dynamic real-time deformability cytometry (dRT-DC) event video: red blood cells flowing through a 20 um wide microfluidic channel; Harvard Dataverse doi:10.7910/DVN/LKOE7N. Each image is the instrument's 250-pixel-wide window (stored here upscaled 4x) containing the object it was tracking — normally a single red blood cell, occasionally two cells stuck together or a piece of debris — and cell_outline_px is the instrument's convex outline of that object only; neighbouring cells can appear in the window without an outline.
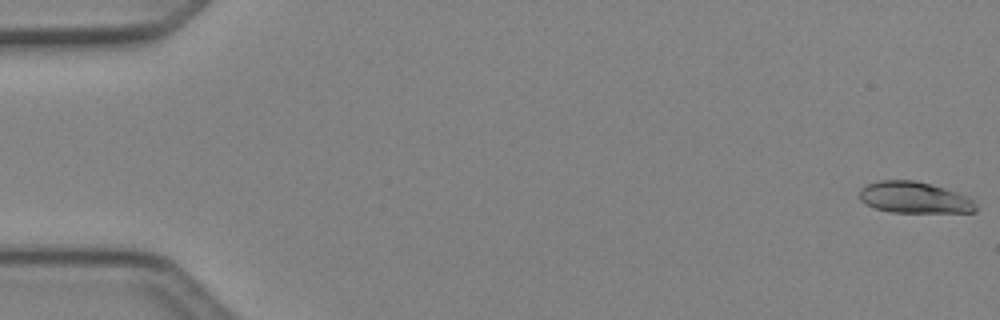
{"species": "Egyptian fruit bat (a non-hibernating species)", "species_latin": "Rousettus aegyptiacus", "temperature_condition": "cold", "stored_images_in_passage": 4, "camera_frame_rate_fps": 3000, "um_per_image_px": 0.085, "animal": {"sex": "female"}, "frame": {"image": 1, "passage_image": 1, "time_ms": 0.0, "image_size_px": [1000, 320], "cell_outline_px": [[976, 212], [892, 212], [876, 208], [860, 200], [860, 188], [868, 184], [880, 180], [912, 180], [944, 188], [956, 192], [972, 200], [976, 204]], "centroid_in_image_um": [77.7, 16.79], "position_along_channel_um": 7.3, "area_um2": 20.87}}